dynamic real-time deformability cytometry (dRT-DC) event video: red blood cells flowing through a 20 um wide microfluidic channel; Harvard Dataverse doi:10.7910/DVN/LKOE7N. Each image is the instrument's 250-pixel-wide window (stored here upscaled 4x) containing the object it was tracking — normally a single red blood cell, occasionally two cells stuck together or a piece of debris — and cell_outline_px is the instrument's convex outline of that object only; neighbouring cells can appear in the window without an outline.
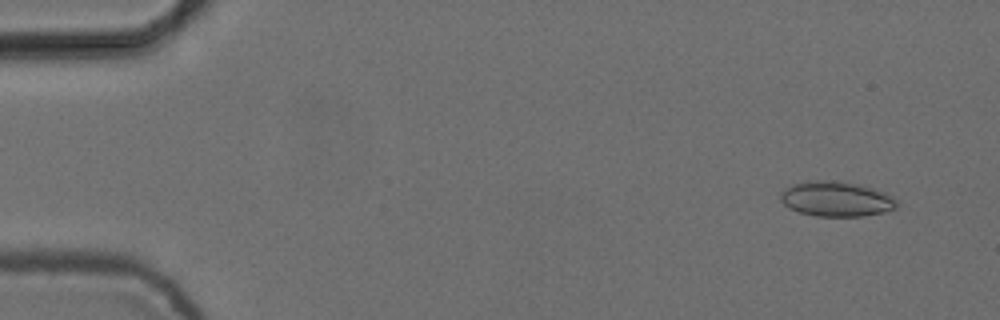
{"species": "common noctule bat (a hibernating species)", "species_latin": "Nyctalus noctula", "temperature_condition": "cold", "stored_images_in_passage": 5, "camera_frame_rate_fps": 3000, "um_per_image_px": 0.085, "animal": {"sex": "female", "body_mass_g": 24.6, "forearm_length_mm": 56.2}, "frame": {"image": 1, "passage_image": 1, "time_ms": 0.0, "image_size_px": [1000, 320], "cell_outline_px": [[900, 200], [896, 208], [884, 212], [864, 216], [816, 216], [800, 212], [788, 208], [780, 200], [780, 192], [784, 188], [792, 184], [804, 180], [832, 180], [856, 184], [872, 188], [884, 192]], "centroid_in_image_um": [71.07, 16.9], "position_along_channel_um": 13.9, "area_um2": 24.04}}
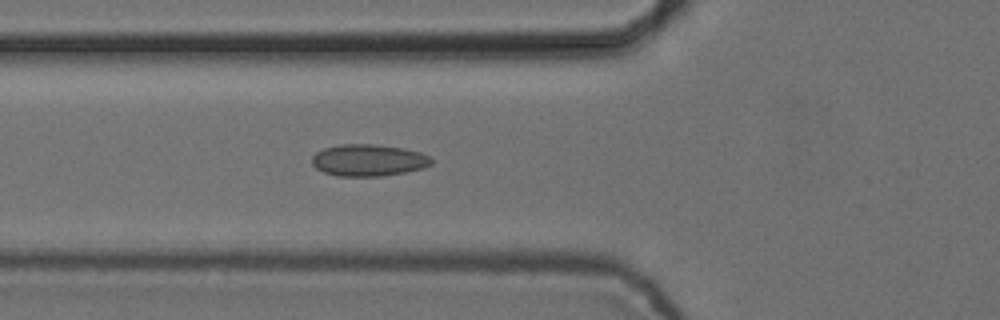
{"frame": {"image": 2, "passage_image": 5, "time_ms": 1.333, "image_size_px": [1000, 320], "cell_outline_px": [[432, 164], [424, 168], [404, 172], [380, 176], [336, 176], [324, 172], [316, 168], [312, 164], [312, 156], [316, 152], [324, 148], [340, 144], [372, 144], [404, 148], [420, 152], [428, 156], [432, 160]], "centroid_in_image_um": [31.3, 13.62], "position_along_channel_um": 94.5, "area_um2": 22.14}}